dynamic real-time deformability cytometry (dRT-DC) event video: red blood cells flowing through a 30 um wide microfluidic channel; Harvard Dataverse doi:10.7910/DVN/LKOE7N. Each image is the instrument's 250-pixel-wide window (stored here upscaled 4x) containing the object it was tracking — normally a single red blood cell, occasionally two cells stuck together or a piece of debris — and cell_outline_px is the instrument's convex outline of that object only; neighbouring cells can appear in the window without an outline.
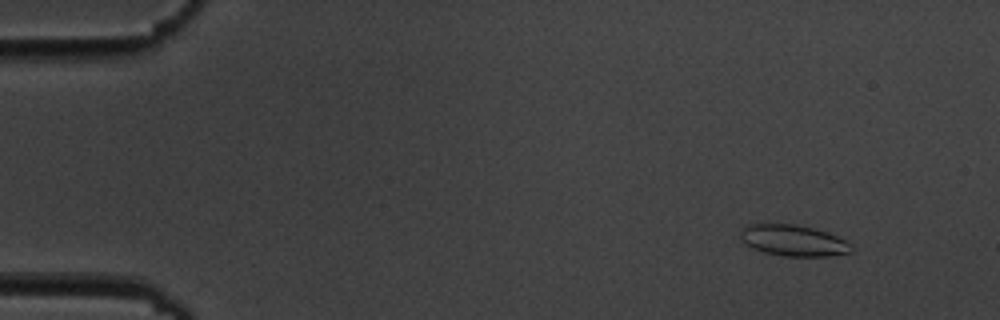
{"species": "common noctule bat (a hibernating species)", "species_latin": "Nyctalus noctula", "temperature_condition": "cold", "stored_images_in_passage": 9, "camera_frame_rate_fps": 3000, "um_per_image_px": 0.085, "animal": {"sex": "male", "body_mass_g": 19.5, "forearm_length_mm": 54.6}, "frame": {"image": 1, "passage_image": 1, "time_ms": 0.0, "image_size_px": [1000, 320], "cell_outline_px": [[852, 252], [828, 256], [784, 256], [764, 252], [752, 248], [740, 240], [740, 232], [748, 224], [792, 224], [812, 228], [828, 232], [844, 240], [852, 248]], "centroid_in_image_um": [67.4, 20.44], "position_along_channel_um": 17.6, "area_um2": 19.94}}
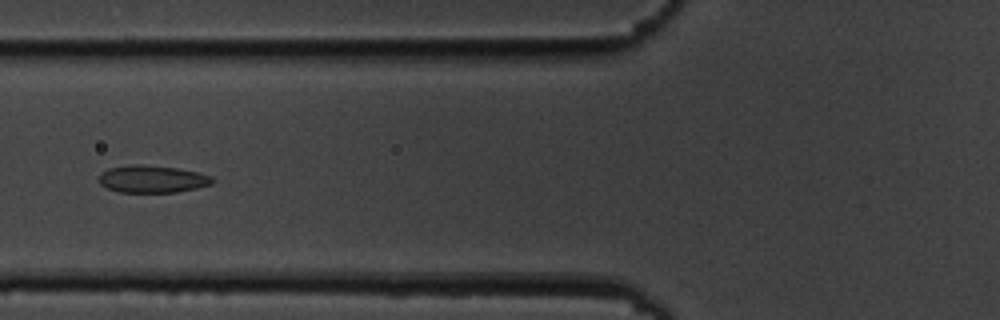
{"frame": {"image": 2, "passage_image": 6, "time_ms": 5.667, "image_size_px": [1000, 320], "cell_outline_px": [[216, 180], [212, 184], [196, 188], [176, 192], [120, 192], [108, 188], [100, 184], [96, 180], [100, 172], [108, 168], [132, 164], [140, 164], [176, 168], [196, 172], [212, 176]], "centroid_in_image_um": [12.9, 15.21], "position_along_channel_um": 112.9, "area_um2": 18.21}}
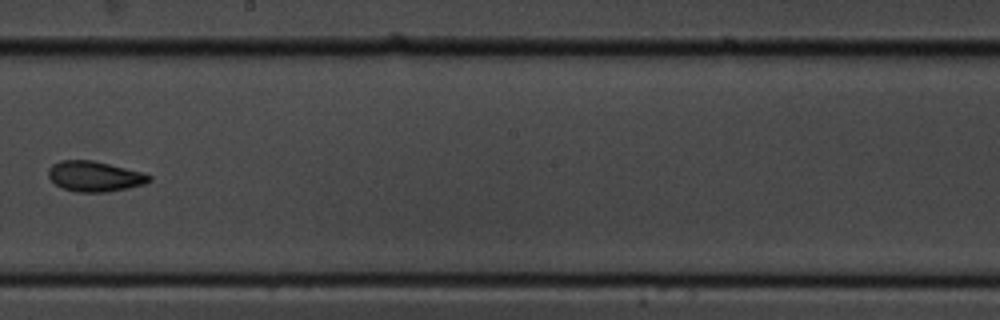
{"frame": {"image": 3, "passage_image": 9, "time_ms": 9.333, "image_size_px": [1000, 320], "cell_outline_px": [[152, 180], [144, 184], [128, 188], [108, 192], [76, 192], [64, 188], [56, 184], [48, 176], [48, 168], [52, 164], [60, 160], [92, 160], [140, 172], [152, 176]], "centroid_in_image_um": [8.03, 14.99], "position_along_channel_um": 240.2, "area_um2": 17.69}}